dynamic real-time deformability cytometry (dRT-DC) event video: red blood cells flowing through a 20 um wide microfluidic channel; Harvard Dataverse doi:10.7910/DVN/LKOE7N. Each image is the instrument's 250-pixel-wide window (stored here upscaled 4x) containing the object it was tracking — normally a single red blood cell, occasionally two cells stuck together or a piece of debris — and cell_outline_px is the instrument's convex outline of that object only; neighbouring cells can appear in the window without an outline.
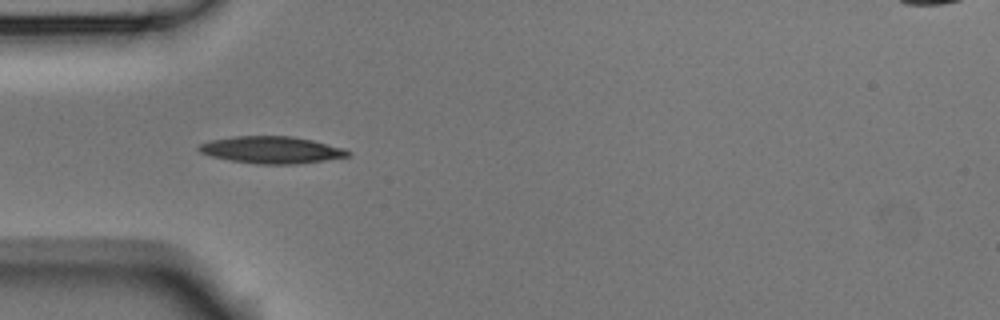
{"species": "Egyptian fruit bat (a non-hibernating species)", "species_latin": "Rousettus aegyptiacus", "temperature_condition": "room temperature", "stored_images_in_passage": 10, "camera_frame_rate_fps": 3000, "um_per_image_px": 0.085, "animal": {"sex": "male"}, "frame": {"image": 1, "passage_image": 4, "time_ms": 1.0, "image_size_px": [1000, 320], "cell_outline_px": [[352, 152], [348, 156], [324, 160], [296, 164], [256, 164], [232, 160], [212, 156], [200, 152], [196, 148], [200, 144], [208, 140], [236, 136], [292, 136], [312, 140], [344, 148]], "centroid_in_image_um": [23.07, 12.73], "position_along_channel_um": 61.9, "area_um2": 23.35}}
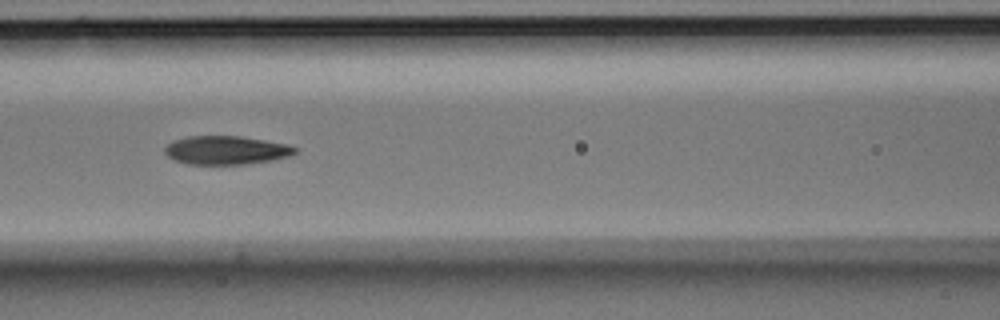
{"frame": {"image": 2, "passage_image": 6, "time_ms": 1.667, "image_size_px": [1000, 320], "cell_outline_px": [[300, 148], [296, 152], [288, 156], [272, 160], [244, 164], [188, 164], [172, 160], [164, 152], [164, 148], [172, 140], [188, 136], [240, 136], [288, 144]], "centroid_in_image_um": [19.2, 12.76], "position_along_channel_um": 147.4, "area_um2": 21.79}}
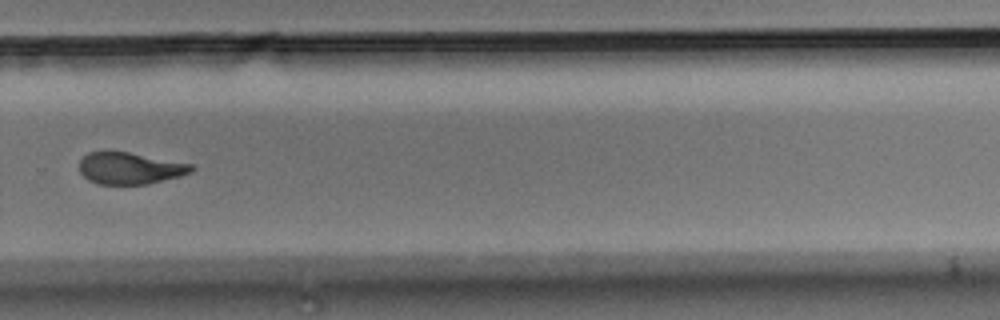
{"frame": {"image": 3, "passage_image": 10, "time_ms": 3.0, "image_size_px": [1000, 320], "cell_outline_px": [[196, 168], [192, 172], [180, 176], [148, 184], [96, 184], [88, 180], [80, 172], [80, 160], [88, 152], [108, 148], [192, 164]], "centroid_in_image_um": [11.01, 14.27], "position_along_channel_um": 318.8, "area_um2": 21.27}}